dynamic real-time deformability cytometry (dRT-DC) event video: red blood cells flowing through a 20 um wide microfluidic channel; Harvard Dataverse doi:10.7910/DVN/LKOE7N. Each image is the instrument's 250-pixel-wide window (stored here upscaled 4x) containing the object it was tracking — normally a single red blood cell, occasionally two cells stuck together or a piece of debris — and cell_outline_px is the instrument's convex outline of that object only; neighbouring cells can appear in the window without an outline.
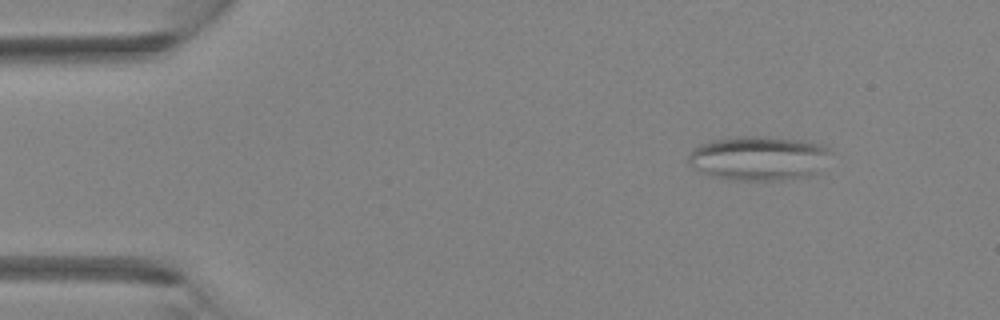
{"species": "Egyptian fruit bat (a non-hibernating species)", "species_latin": "Rousettus aegyptiacus", "temperature_condition": "room temperature", "stored_images_in_passage": 4, "camera_frame_rate_fps": 3000, "um_per_image_px": 0.085, "animal": {"sex": "female"}, "frame": {"image": 1, "passage_image": 1, "time_ms": 0.0, "image_size_px": [1000, 320], "cell_outline_px": [[828, 152], [816, 172], [808, 176], [784, 180], [728, 180], [712, 176], [700, 172], [692, 168], [688, 160], [688, 152], [692, 148], [700, 144], [712, 140], [736, 136], [756, 136], [808, 140], [820, 144], [828, 148]], "centroid_in_image_um": [64.39, 13.44], "position_along_channel_um": 20.6, "area_um2": 36.76}}